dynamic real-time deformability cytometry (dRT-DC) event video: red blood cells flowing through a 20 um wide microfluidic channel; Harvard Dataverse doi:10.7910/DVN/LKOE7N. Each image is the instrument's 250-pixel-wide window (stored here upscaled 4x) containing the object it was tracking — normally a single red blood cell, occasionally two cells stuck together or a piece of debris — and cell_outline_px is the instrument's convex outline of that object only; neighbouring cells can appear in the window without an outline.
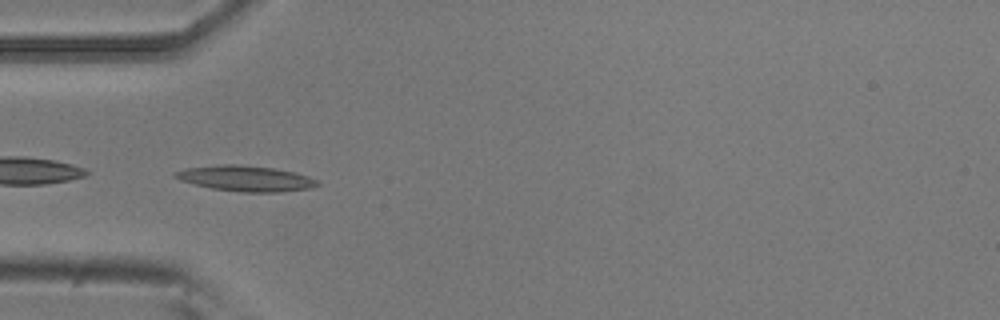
{"species": "common noctule bat (a hibernating species)", "species_latin": "Nyctalus noctula", "temperature_condition": "room temperature", "stored_images_in_passage": 45, "camera_frame_rate_fps": 3000, "um_per_image_px": 0.085, "animal": {"sex": "male", "body_mass_g": 20.5, "forearm_length_mm": 52.5}, "frame": {"image": 1, "passage_image": 14, "time_ms": 4.333, "image_size_px": [1000, 320], "cell_outline_px": [[320, 184], [312, 188], [280, 192], [240, 192], [212, 188], [180, 180], [172, 176], [172, 172], [184, 168], [220, 164], [240, 164], [272, 168], [296, 172], [308, 176], [316, 180]], "centroid_in_image_um": [20.86, 15.16], "position_along_channel_um": 64.1, "area_um2": 21.33}}
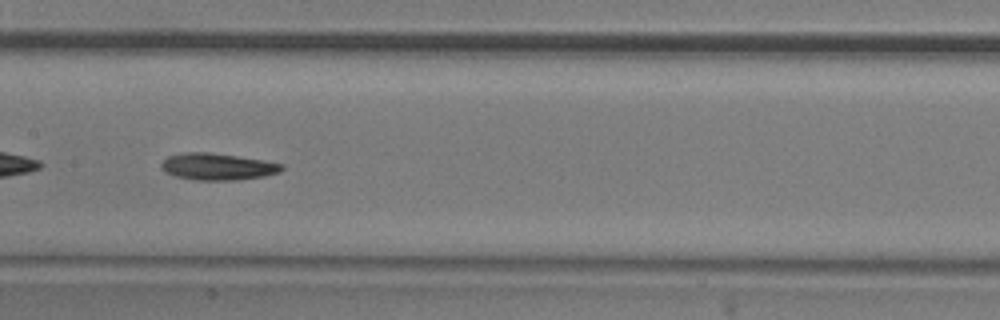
{"frame": {"image": 2, "passage_image": 24, "time_ms": 7.667, "image_size_px": [1000, 320], "cell_outline_px": [[284, 168], [280, 172], [264, 176], [236, 180], [196, 180], [176, 176], [164, 172], [160, 168], [160, 164], [168, 156], [184, 152], [208, 152], [264, 160], [284, 164]], "centroid_in_image_um": [18.49, 14.16], "position_along_channel_um": 188.9, "area_um2": 18.84}}
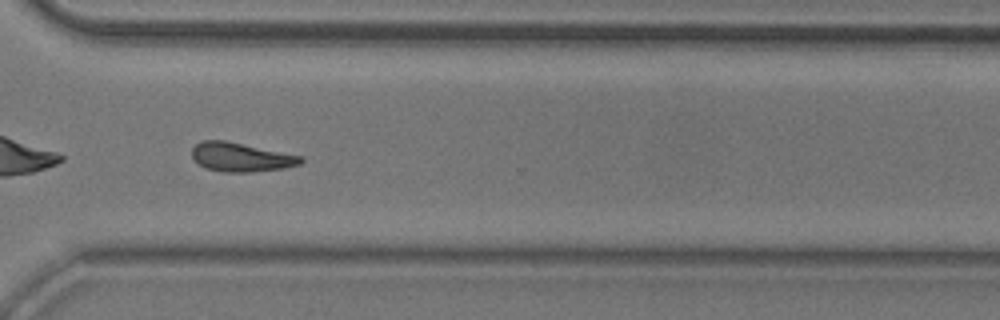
{"frame": {"image": 3, "passage_image": 37, "time_ms": 12.0, "image_size_px": [1000, 320], "cell_outline_px": [[304, 160], [300, 164], [284, 168], [248, 172], [224, 172], [204, 168], [192, 156], [192, 148], [200, 140], [224, 140], [304, 156]], "centroid_in_image_um": [20.49, 13.35], "position_along_channel_um": 350.1, "area_um2": 18.38}, "authors_computed_cell_mechanics": {"area_um2": 18.785, "velocity_mm_per_s": 3.7384, "shape_relaxation_time_tau1_ms": 8.8336, "shape_relaxation_time_tau2_ms": null, "deformation_change_tau1": 0.2013, "deformation_change_tau2": null}}